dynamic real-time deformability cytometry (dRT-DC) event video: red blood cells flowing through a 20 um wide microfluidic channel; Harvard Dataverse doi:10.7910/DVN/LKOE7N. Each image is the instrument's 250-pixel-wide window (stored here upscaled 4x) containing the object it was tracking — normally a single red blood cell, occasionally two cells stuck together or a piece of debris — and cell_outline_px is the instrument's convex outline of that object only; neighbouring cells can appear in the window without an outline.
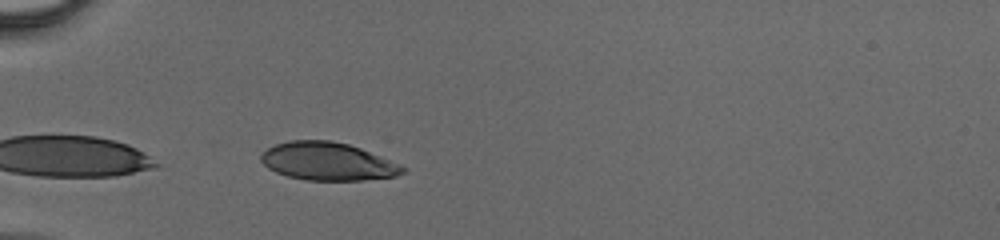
{"species": "human", "species_latin": "Homo sapiens", "temperature_condition": "cold", "stored_images_in_passage": 21, "camera_frame_rate_fps": 3000, "um_per_image_px": 0.085, "donor": {"sex": "male"}, "frame": {"image": 1, "passage_image": 1, "time_ms": 0.0, "image_size_px": [1000, 240], "cell_outline_px": [[408, 168], [404, 172], [396, 176], [364, 180], [308, 180], [288, 176], [276, 172], [268, 168], [260, 160], [260, 156], [268, 148], [276, 144], [288, 140], [332, 140], [348, 144], [360, 148], [400, 164]], "centroid_in_image_um": [27.86, 13.71], "position_along_channel_um": 57.1, "area_um2": 31.27}}
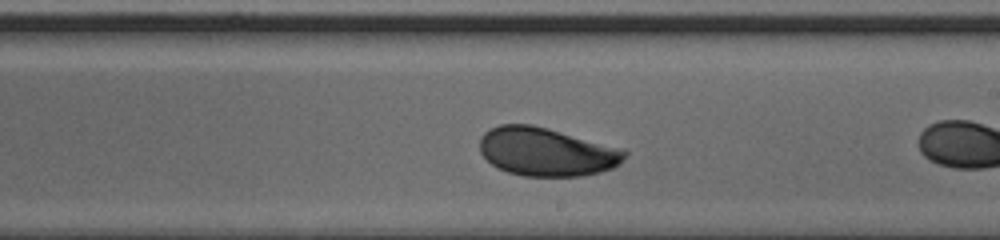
{"frame": {"image": 2, "passage_image": 12, "time_ms": 3.667, "image_size_px": [1000, 240], "cell_outline_px": [[628, 152], [620, 164], [612, 168], [600, 172], [580, 176], [524, 176], [508, 172], [492, 164], [480, 152], [480, 136], [484, 132], [500, 124], [532, 124], [560, 132]], "centroid_in_image_um": [46.38, 12.91], "position_along_channel_um": 242.6, "area_um2": 40.06}}
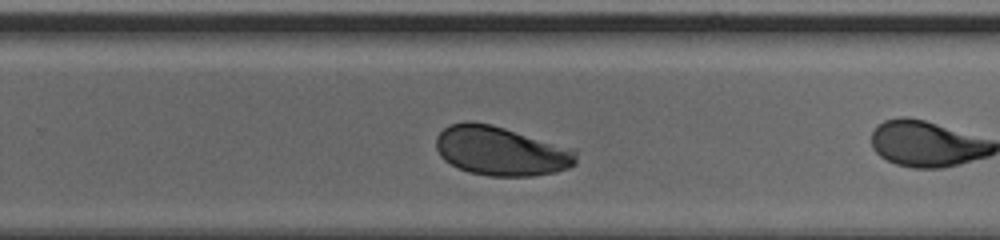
{"frame": {"image": 3, "passage_image": 15, "time_ms": 4.667, "image_size_px": [1000, 240], "cell_outline_px": [[576, 164], [568, 168], [556, 172], [532, 176], [488, 176], [468, 172], [444, 160], [440, 156], [436, 148], [436, 136], [444, 128], [452, 124], [464, 120], [472, 120], [492, 124], [576, 148]], "centroid_in_image_um": [42.6, 12.82], "position_along_channel_um": 287.2, "area_um2": 40.75}}